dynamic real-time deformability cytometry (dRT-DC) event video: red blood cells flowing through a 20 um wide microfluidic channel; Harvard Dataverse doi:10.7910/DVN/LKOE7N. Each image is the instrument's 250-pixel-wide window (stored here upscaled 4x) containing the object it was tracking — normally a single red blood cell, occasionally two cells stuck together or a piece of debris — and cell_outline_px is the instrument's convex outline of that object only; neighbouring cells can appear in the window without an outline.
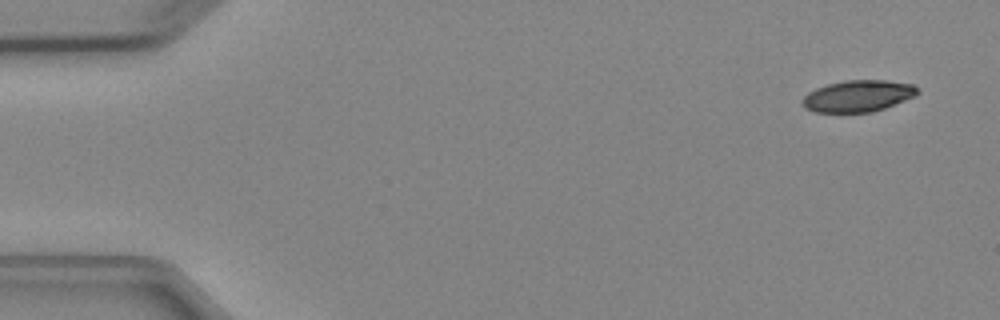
{"species": "Egyptian fruit bat (a non-hibernating species)", "species_latin": "Rousettus aegyptiacus", "temperature_condition": "cold", "stored_images_in_passage": 5, "camera_frame_rate_fps": 3000, "um_per_image_px": 0.085, "animal": {"sex": "female"}, "frame": {"image": 1, "passage_image": 1, "time_ms": 0.0, "image_size_px": [1000, 320], "cell_outline_px": [[920, 92], [916, 96], [884, 108], [872, 112], [816, 112], [804, 108], [800, 100], [808, 92], [816, 88], [828, 84], [844, 80], [884, 80], [912, 84]], "centroid_in_image_um": [72.91, 8.16], "position_along_channel_um": 12.1, "area_um2": 21.21}}
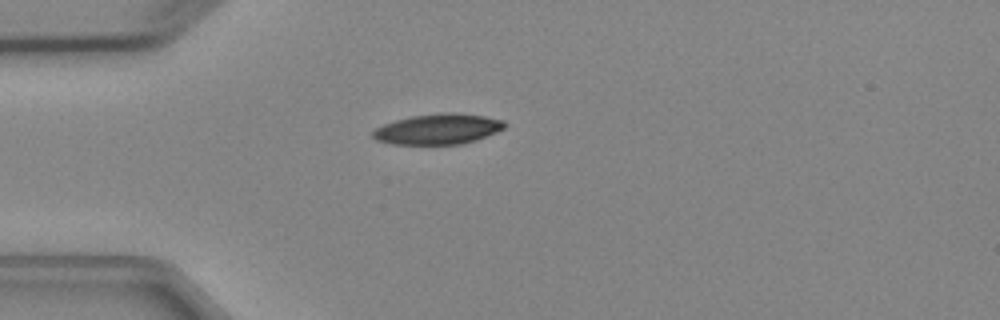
{"frame": {"image": 2, "passage_image": 4, "time_ms": 3.667, "image_size_px": [1000, 320], "cell_outline_px": [[504, 128], [496, 132], [476, 140], [464, 144], [392, 144], [376, 140], [372, 136], [372, 132], [376, 128], [384, 124], [396, 120], [412, 116], [444, 112], [452, 112], [484, 116], [504, 120]], "centroid_in_image_um": [37.22, 10.97], "position_along_channel_um": 47.8, "area_um2": 23.29}}